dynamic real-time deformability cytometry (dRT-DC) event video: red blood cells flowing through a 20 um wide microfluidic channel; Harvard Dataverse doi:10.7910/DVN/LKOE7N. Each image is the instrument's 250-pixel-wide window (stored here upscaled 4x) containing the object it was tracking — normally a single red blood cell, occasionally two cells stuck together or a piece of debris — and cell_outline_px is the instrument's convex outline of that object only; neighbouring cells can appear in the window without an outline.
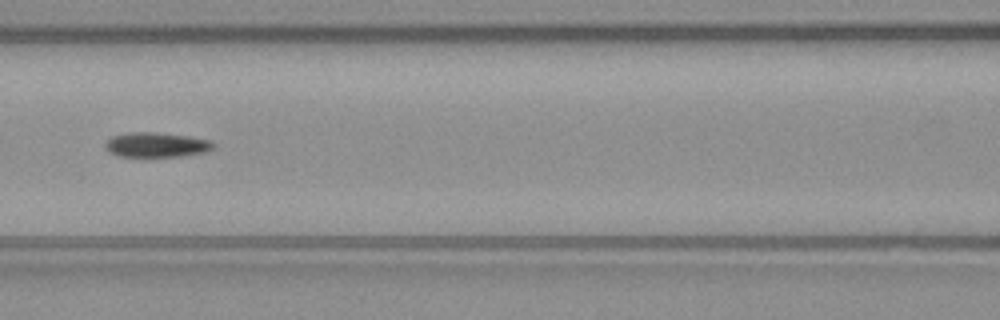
{"species": "common noctule bat (a hibernating species)", "species_latin": "Nyctalus noctula", "temperature_condition": "warm", "stored_images_in_passage": 48, "segment_of_instrument_passage": [2, 2], "camera_frame_rate_fps": 3000, "um_per_image_px": 0.085, "animal": {"sex": "male", "body_mass_g": 23.1, "forearm_length_mm": 52.7}, "frame": {"image": 1, "passage_image": 21, "time_ms": 6.667, "image_size_px": [1000, 320], "cell_outline_px": [[216, 144], [212, 148], [204, 152], [180, 156], [116, 156], [108, 152], [104, 148], [104, 144], [112, 136], [132, 132], [152, 132], [188, 136], [212, 140]], "centroid_in_image_um": [13.27, 12.3], "position_along_channel_um": 153.3, "area_um2": 15.55}}
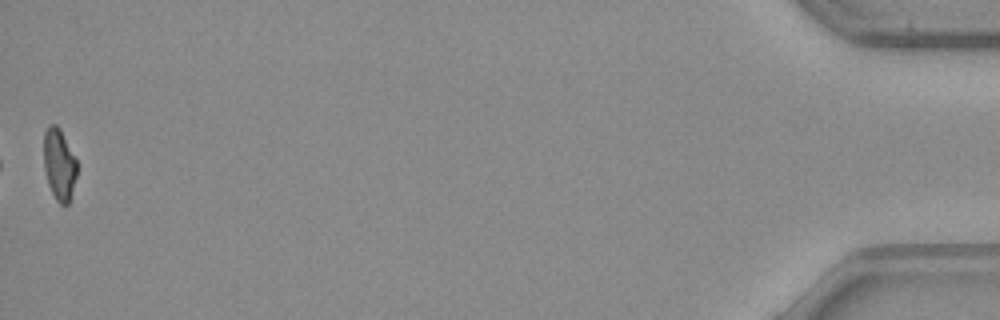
{"frame": {"image": 2, "passage_image": 48, "time_ms": 15.667, "image_size_px": [1000, 320], "cell_outline_px": [[76, 176], [68, 204], [60, 204], [56, 200], [48, 184], [44, 168], [44, 132], [48, 124], [56, 124], [60, 128], [76, 160]], "centroid_in_image_um": [5.01, 13.94], "position_along_channel_um": 430.2, "area_um2": 13.64}}